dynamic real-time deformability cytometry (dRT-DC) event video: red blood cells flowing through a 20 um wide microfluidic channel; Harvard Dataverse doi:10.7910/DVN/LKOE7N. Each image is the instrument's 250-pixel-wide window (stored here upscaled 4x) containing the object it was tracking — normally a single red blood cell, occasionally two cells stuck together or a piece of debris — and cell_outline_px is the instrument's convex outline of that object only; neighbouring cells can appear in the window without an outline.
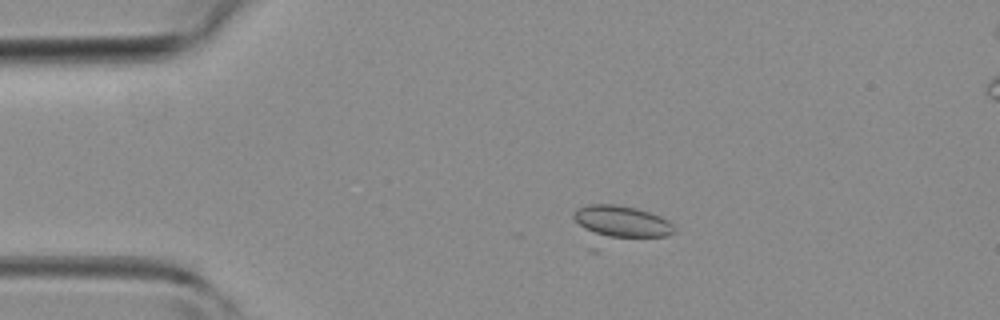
{"species": "common noctule bat (a hibernating species)", "species_latin": "Nyctalus noctula", "temperature_condition": "room temperature", "stored_images_in_passage": 2, "camera_frame_rate_fps": 3000, "um_per_image_px": 0.085, "animal": {"sex": "female", "body_mass_g": 19.3, "forearm_length_mm": 54.1}, "frame": {"image": 1, "passage_image": 1, "time_ms": 0.0, "image_size_px": [1000, 320], "cell_outline_px": [[676, 228], [668, 236], [600, 252], [588, 252], [572, 216], [572, 212], [576, 208], [588, 204], [616, 204], [636, 208], [660, 216], [668, 220]], "centroid_in_image_um": [52.52, 19.23], "position_along_channel_um": 32.5, "area_um2": 24.91}}